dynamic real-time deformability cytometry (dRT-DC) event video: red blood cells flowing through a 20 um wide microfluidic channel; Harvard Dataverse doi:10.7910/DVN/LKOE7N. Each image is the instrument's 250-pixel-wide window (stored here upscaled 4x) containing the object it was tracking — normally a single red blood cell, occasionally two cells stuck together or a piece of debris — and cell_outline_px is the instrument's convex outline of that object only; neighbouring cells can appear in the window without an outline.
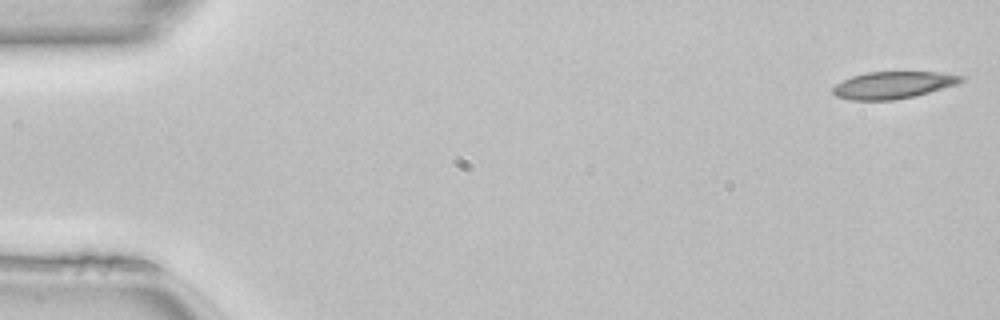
{"species": "common noctule bat (a hibernating species)", "species_latin": "Nyctalus noctula", "temperature_condition": "room temperature", "stored_images_in_passage": 49, "camera_frame_rate_fps": 3000, "um_per_image_px": 0.085, "animal": {"sex": "female", "body_mass_g": 22.7, "forearm_length_mm": 54.2}, "frame": {"image": 1, "passage_image": 1, "time_ms": 0.0, "image_size_px": [1000, 320], "cell_outline_px": [[968, 76], [964, 80], [956, 84], [916, 96], [892, 100], [848, 100], [836, 96], [832, 92], [832, 88], [836, 84], [852, 76], [868, 72], [940, 72]], "centroid_in_image_um": [75.93, 7.23], "position_along_channel_um": 9.1, "area_um2": 20.29}}
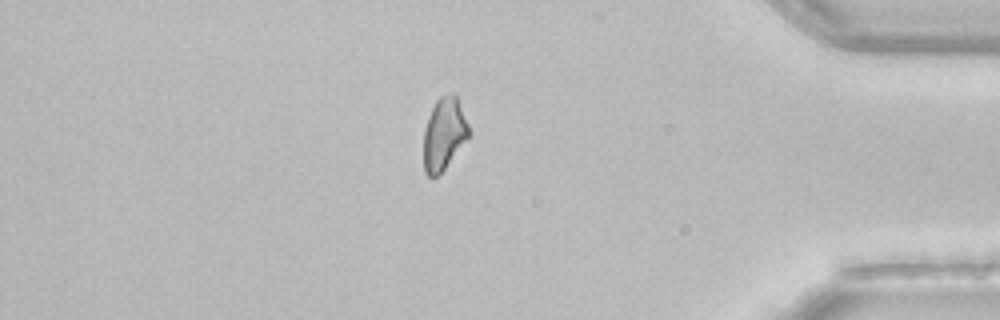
{"frame": {"image": 2, "passage_image": 42, "time_ms": 13.667, "image_size_px": [1000, 320], "cell_outline_px": [[472, 132], [468, 140], [444, 168], [432, 180], [424, 172], [424, 128], [428, 116], [436, 100], [440, 96], [452, 92], [456, 96]], "centroid_in_image_um": [37.75, 11.38], "position_along_channel_um": 397.4, "area_um2": 19.25}}
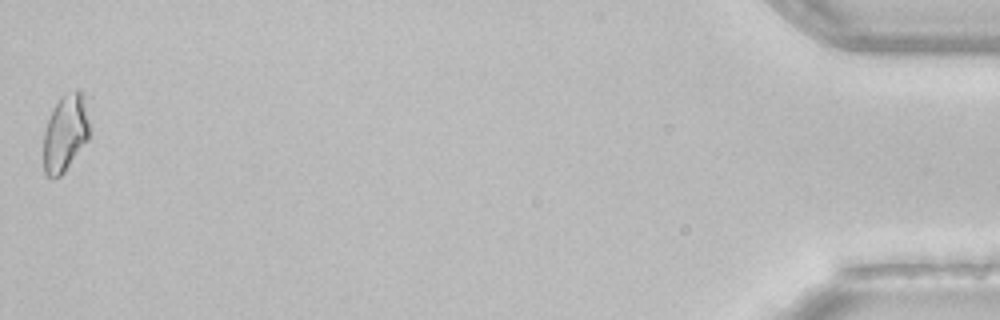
{"frame": {"image": 3, "passage_image": 49, "time_ms": 16.0, "image_size_px": [1000, 320], "cell_outline_px": [[88, 140], [64, 172], [60, 176], [44, 176], [44, 132], [52, 108], [60, 96], [76, 88], [84, 96], [88, 120]], "centroid_in_image_um": [5.54, 11.28], "position_along_channel_um": 429.7, "area_um2": 20.52}}